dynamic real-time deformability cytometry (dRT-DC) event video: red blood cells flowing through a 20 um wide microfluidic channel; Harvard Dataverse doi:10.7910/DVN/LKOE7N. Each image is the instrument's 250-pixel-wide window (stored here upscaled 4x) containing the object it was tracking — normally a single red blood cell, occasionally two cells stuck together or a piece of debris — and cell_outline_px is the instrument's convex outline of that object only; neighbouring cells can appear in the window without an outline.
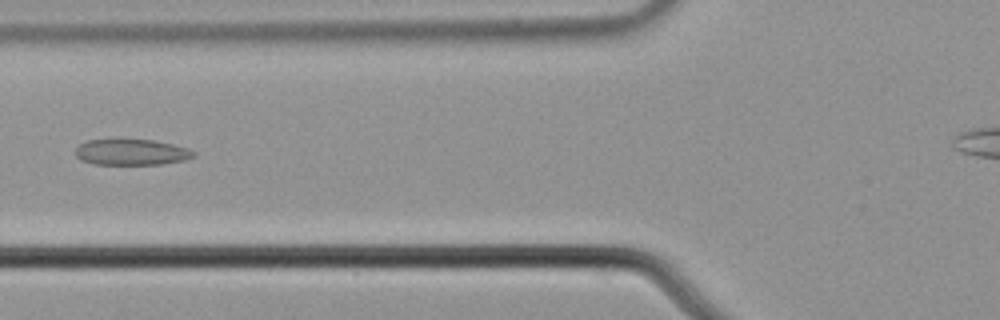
{"species": "common noctule bat (a hibernating species)", "species_latin": "Nyctalus noctula", "temperature_condition": "cold", "stored_images_in_passage": 6, "camera_frame_rate_fps": 3000, "um_per_image_px": 0.085, "animal": {"sex": "male", "body_mass_g": 21.5, "forearm_length_mm": 52.0}, "frame": {"image": 1, "passage_image": 6, "time_ms": 1.667, "image_size_px": [1000, 320], "cell_outline_px": [[196, 156], [184, 160], [160, 164], [92, 164], [80, 160], [76, 156], [76, 148], [80, 144], [88, 140], [152, 140], [172, 144], [188, 148], [196, 152]], "centroid_in_image_um": [11.18, 12.94], "position_along_channel_um": 114.6, "area_um2": 17.74}}